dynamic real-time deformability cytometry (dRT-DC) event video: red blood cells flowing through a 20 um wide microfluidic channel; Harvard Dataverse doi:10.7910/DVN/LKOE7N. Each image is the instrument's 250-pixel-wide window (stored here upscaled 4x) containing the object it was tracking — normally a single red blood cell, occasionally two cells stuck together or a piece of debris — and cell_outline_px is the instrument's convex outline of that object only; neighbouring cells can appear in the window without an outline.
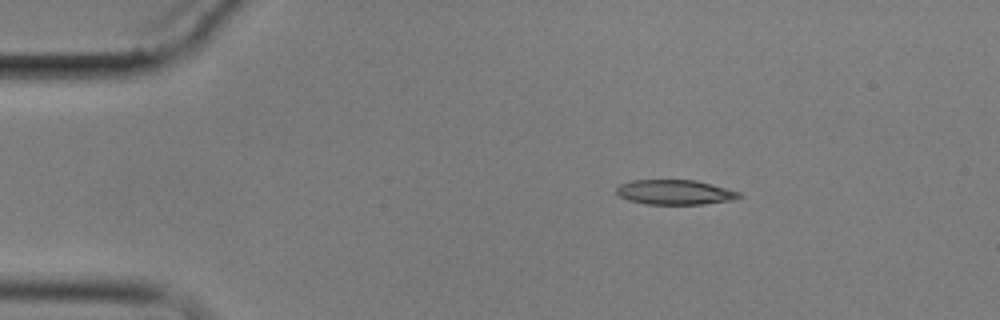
{"species": "common noctule bat (a hibernating species)", "species_latin": "Nyctalus noctula", "temperature_condition": "cold", "stored_images_in_passage": 4, "camera_frame_rate_fps": 3000, "um_per_image_px": 0.085, "animal": {"sex": "male", "body_mass_g": 17.9}, "frame": {"image": 1, "passage_image": 2, "time_ms": 1.0, "image_size_px": [1000, 320], "cell_outline_px": [[744, 196], [732, 200], [704, 204], [648, 204], [628, 200], [620, 196], [616, 192], [616, 188], [620, 184], [632, 180], [696, 180], [740, 192]], "centroid_in_image_um": [57.38, 16.34], "position_along_channel_um": 27.6, "area_um2": 17.69}}
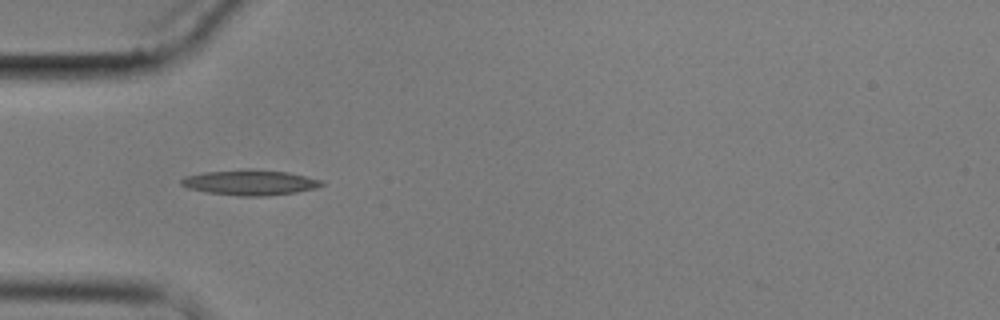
{"frame": {"image": 2, "passage_image": 4, "time_ms": 3.667, "image_size_px": [1000, 320], "cell_outline_px": [[324, 184], [316, 188], [296, 192], [264, 196], [240, 196], [208, 192], [188, 188], [180, 184], [180, 180], [184, 176], [204, 172], [244, 168], [252, 168], [288, 172], [320, 180]], "centroid_in_image_um": [21.21, 15.49], "position_along_channel_um": 63.8, "area_um2": 20.81}}